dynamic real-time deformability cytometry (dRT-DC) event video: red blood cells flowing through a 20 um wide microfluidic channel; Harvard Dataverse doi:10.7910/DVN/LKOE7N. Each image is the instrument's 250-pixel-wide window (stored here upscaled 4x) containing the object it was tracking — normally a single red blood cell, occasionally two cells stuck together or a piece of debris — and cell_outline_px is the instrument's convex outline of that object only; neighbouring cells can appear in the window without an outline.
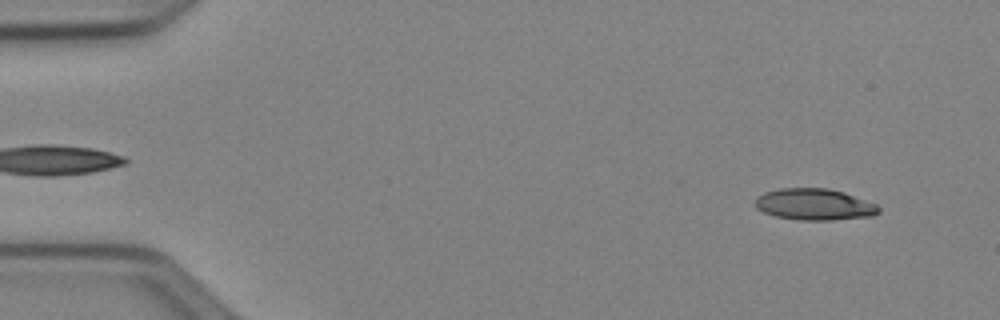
{"species": "Egyptian fruit bat (a non-hibernating species)", "species_latin": "Rousettus aegyptiacus", "temperature_condition": "cold", "stored_images_in_passage": 48, "camera_frame_rate_fps": 3000, "um_per_image_px": 0.085, "animal": {"sex": "female"}, "frame": {"image": 1, "passage_image": 1, "time_ms": 0.0, "image_size_px": [1000, 320], "cell_outline_px": [[880, 212], [872, 216], [832, 220], [796, 220], [776, 216], [764, 212], [756, 208], [756, 196], [764, 192], [780, 188], [828, 188], [844, 192], [876, 204], [880, 208]], "centroid_in_image_um": [69.22, 17.37], "position_along_channel_um": 15.8, "area_um2": 22.72}}
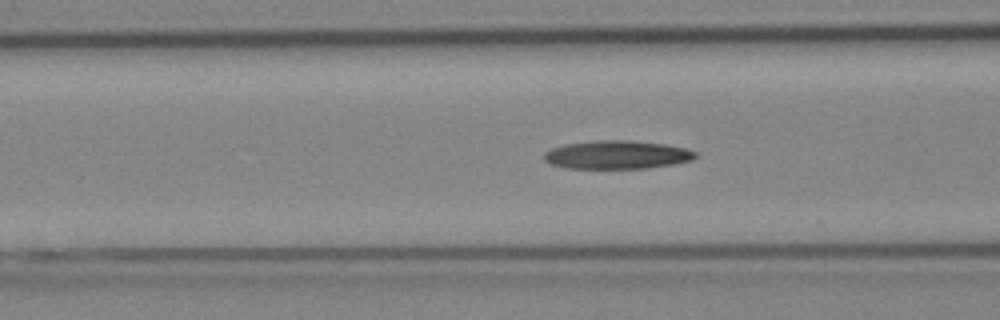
{"frame": {"image": 2, "passage_image": 17, "time_ms": 5.333, "image_size_px": [1000, 320], "cell_outline_px": [[696, 156], [692, 160], [676, 164], [648, 168], [564, 168], [552, 164], [544, 160], [544, 152], [552, 148], [564, 144], [596, 140], [628, 140], [664, 144], [684, 148], [696, 152]], "centroid_in_image_um": [52.43, 13.16], "position_along_channel_um": 114.2, "area_um2": 25.03}}
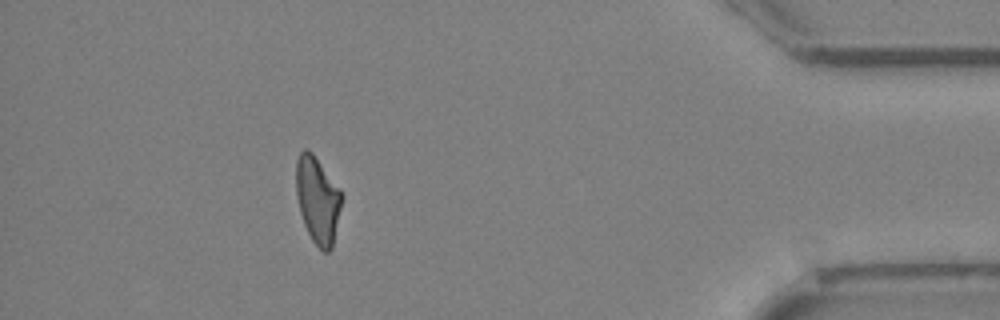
{"frame": {"image": 3, "passage_image": 43, "time_ms": 14.0, "image_size_px": [1000, 320], "cell_outline_px": [[344, 196], [332, 248], [328, 252], [324, 252], [312, 240], [304, 224], [300, 212], [296, 192], [296, 160], [300, 152], [304, 148], [308, 148], [312, 152], [344, 192]], "centroid_in_image_um": [27.03, 16.96], "position_along_channel_um": 408.2, "area_um2": 23.41}}